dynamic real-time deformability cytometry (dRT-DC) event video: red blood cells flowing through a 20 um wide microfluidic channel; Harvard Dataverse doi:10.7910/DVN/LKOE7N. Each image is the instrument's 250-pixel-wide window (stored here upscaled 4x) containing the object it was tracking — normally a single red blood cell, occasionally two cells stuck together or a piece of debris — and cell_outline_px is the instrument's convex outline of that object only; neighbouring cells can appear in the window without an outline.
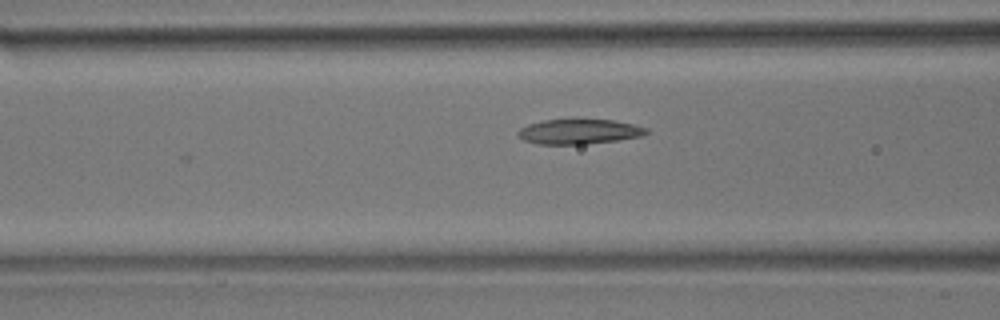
{"species": "common noctule bat (a hibernating species)", "species_latin": "Nyctalus noctula", "temperature_condition": "room temperature", "stored_images_in_passage": 5, "camera_frame_rate_fps": 3000, "um_per_image_px": 0.085, "animal": {"sex": "male", "body_mass_g": 17.9}, "frame": {"image": 1, "passage_image": 5, "time_ms": 1.333, "image_size_px": [1000, 320], "cell_outline_px": [[648, 132], [640, 136], [616, 140], [584, 144], [536, 144], [524, 140], [516, 132], [520, 128], [528, 124], [544, 120], [576, 116], [612, 120], [632, 124], [648, 128]], "centroid_in_image_um": [49.18, 11.13], "position_along_channel_um": 117.4, "area_um2": 19.31}}